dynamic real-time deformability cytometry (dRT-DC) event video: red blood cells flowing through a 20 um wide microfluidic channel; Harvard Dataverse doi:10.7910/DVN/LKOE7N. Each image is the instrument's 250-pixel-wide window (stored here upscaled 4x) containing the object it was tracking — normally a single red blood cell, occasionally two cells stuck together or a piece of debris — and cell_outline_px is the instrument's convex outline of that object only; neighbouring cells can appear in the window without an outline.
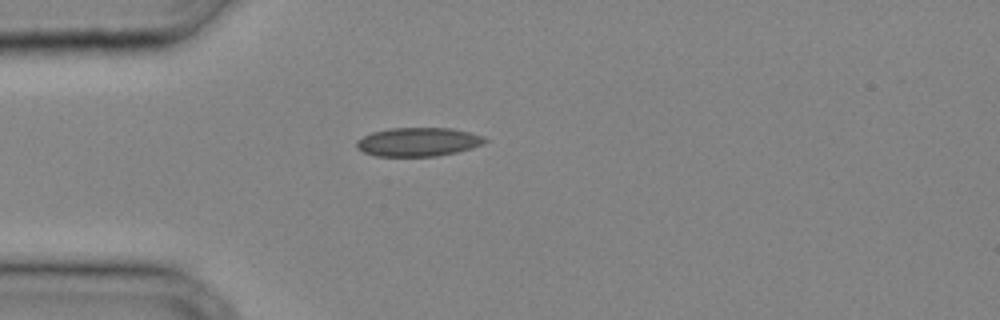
{"species": "common noctule bat (a hibernating species)", "species_latin": "Nyctalus noctula", "temperature_condition": "cold", "stored_images_in_passage": 25, "camera_frame_rate_fps": 3000, "um_per_image_px": 0.085, "animal": {"sex": "male", "body_mass_g": 20.4}, "frame": {"image": 1, "passage_image": 2, "time_ms": 0.333, "image_size_px": [1000, 320], "cell_outline_px": [[488, 140], [472, 148], [456, 152], [436, 156], [376, 156], [364, 152], [356, 148], [356, 140], [372, 132], [388, 128], [452, 128], [484, 136]], "centroid_in_image_um": [35.52, 12.06], "position_along_channel_um": 49.5, "area_um2": 21.44}}
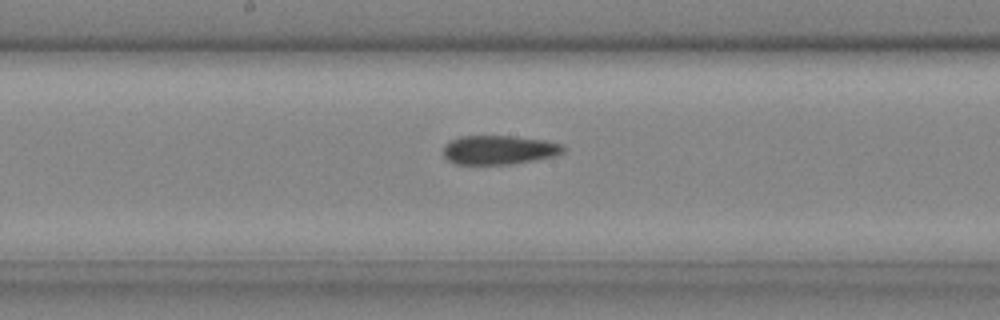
{"frame": {"image": 2, "passage_image": 11, "time_ms": 3.333, "image_size_px": [1000, 320], "cell_outline_px": [[568, 148], [564, 152], [556, 156], [512, 164], [456, 164], [448, 160], [444, 156], [444, 148], [452, 140], [460, 136], [512, 136], [544, 140], [564, 144]], "centroid_in_image_um": [42.49, 12.74], "position_along_channel_um": 205.7, "area_um2": 20.35}}
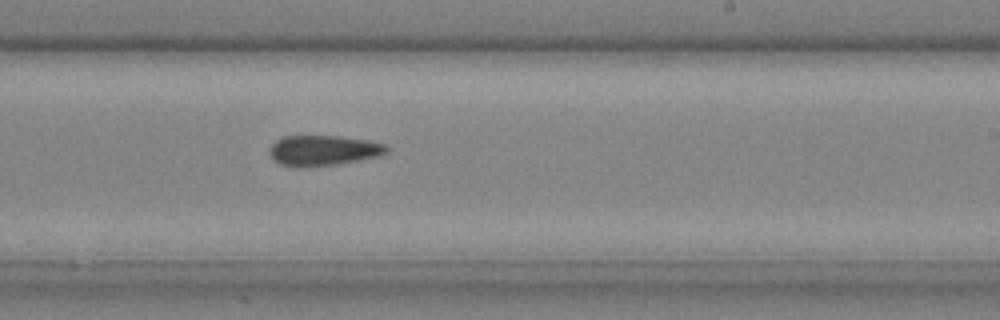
{"frame": {"image": 3, "passage_image": 14, "time_ms": 4.333, "image_size_px": [1000, 320], "cell_outline_px": [[392, 148], [388, 152], [376, 156], [336, 164], [300, 168], [280, 164], [268, 152], [268, 148], [276, 140], [284, 136], [336, 136], [368, 140], [388, 144]], "centroid_in_image_um": [27.49, 12.78], "position_along_channel_um": 261.5, "area_um2": 20.75}}